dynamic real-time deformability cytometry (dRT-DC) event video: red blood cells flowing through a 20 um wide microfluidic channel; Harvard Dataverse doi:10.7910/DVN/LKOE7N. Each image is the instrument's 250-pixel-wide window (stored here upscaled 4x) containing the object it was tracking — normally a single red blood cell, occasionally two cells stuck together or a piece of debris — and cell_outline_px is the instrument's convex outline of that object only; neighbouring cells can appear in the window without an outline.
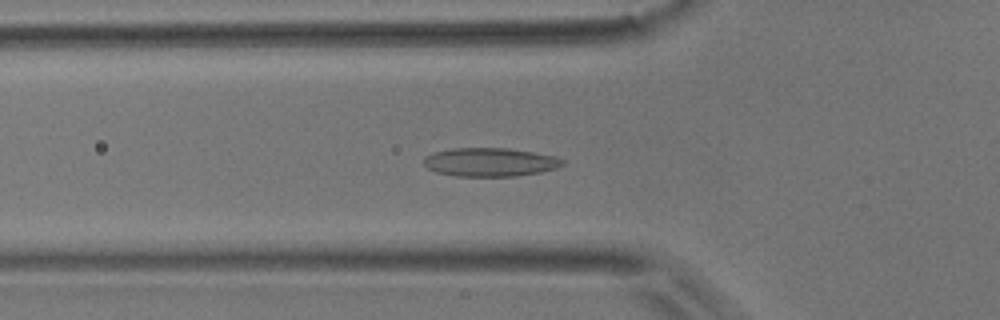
{"species": "common noctule bat (a hibernating species)", "species_latin": "Nyctalus noctula", "temperature_condition": "room temperature", "stored_images_in_passage": 43, "camera_frame_rate_fps": 3000, "um_per_image_px": 0.085, "animal": {"sex": "male", "body_mass_g": 17.9}, "frame": {"image": 1, "passage_image": 7, "time_ms": 2.0, "image_size_px": [1000, 320], "cell_outline_px": [[564, 164], [556, 168], [540, 172], [516, 176], [456, 176], [436, 172], [428, 168], [424, 164], [424, 156], [432, 152], [452, 148], [508, 148], [556, 156], [564, 160]], "centroid_in_image_um": [41.64, 13.77], "position_along_channel_um": 84.2, "area_um2": 23.18}}
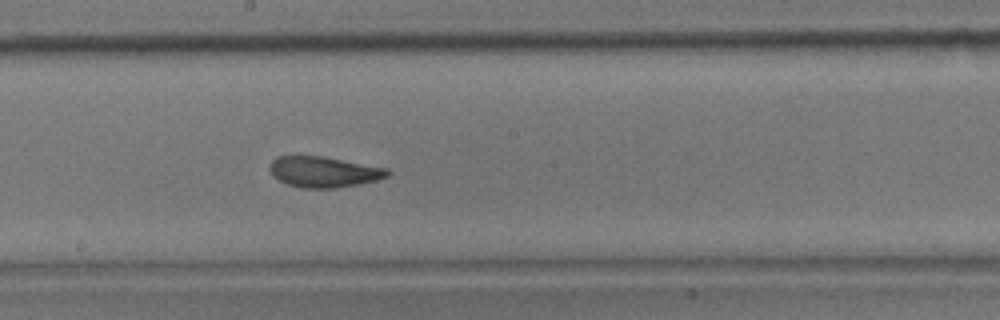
{"frame": {"image": 2, "passage_image": 18, "time_ms": 5.667, "image_size_px": [1000, 320], "cell_outline_px": [[392, 172], [388, 176], [376, 180], [336, 188], [300, 188], [288, 184], [272, 176], [268, 168], [272, 160], [276, 156], [324, 156], [388, 168]], "centroid_in_image_um": [27.51, 14.6], "position_along_channel_um": 220.7, "area_um2": 21.21}}
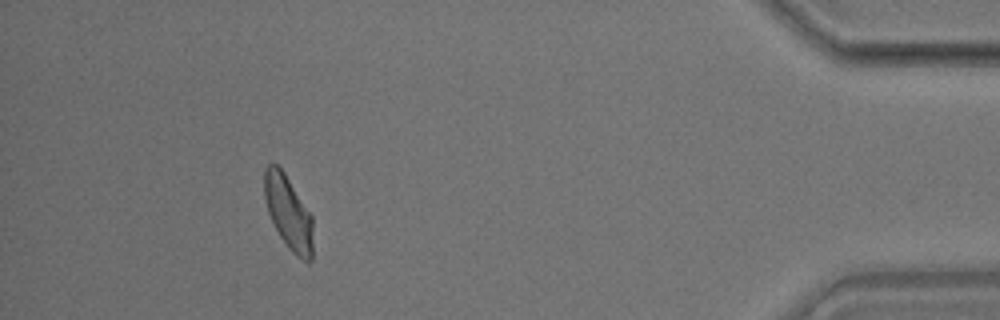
{"frame": {"image": 3, "passage_image": 38, "time_ms": 12.333, "image_size_px": [1000, 320], "cell_outline_px": [[312, 260], [308, 264], [296, 256], [288, 248], [280, 236], [268, 212], [264, 196], [264, 168], [268, 164], [276, 164], [284, 172], [312, 216]], "centroid_in_image_um": [24.51, 18.09], "position_along_channel_um": 410.7, "area_um2": 20.75}, "authors_computed_cell_mechanics": {"area_um2": 21.386, "velocity_mm_per_s": 3.7071, "shape_relaxation_time_tau1_ms": 5.2707, "shape_relaxation_time_tau2_ms": 2.1021, "deformation_change_tau1": 0.1324, "deformation_change_tau2": 0.0836}}